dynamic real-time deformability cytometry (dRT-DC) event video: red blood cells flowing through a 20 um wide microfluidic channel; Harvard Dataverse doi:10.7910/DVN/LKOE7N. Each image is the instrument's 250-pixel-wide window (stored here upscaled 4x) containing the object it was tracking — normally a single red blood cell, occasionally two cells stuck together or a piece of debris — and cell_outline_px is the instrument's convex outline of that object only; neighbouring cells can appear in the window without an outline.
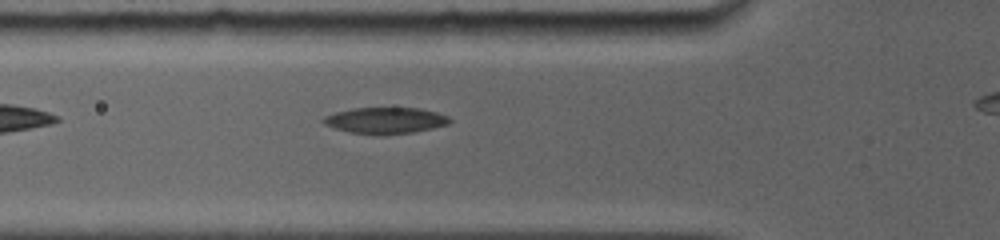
{"species": "common noctule bat (a hibernating species)", "species_latin": "Nyctalus noctula", "temperature_condition": "room temperature", "stored_images_in_passage": 27, "camera_frame_rate_fps": 5000, "um_per_image_px": 0.085, "animal": {"sex": "female", "body_mass_g": 19.0, "forearm_length_mm": 56.7}, "frame": {"image": 1, "passage_image": 4, "time_ms": 1.6, "image_size_px": [1000, 240], "cell_outline_px": [[452, 120], [448, 124], [432, 128], [412, 132], [380, 136], [348, 132], [324, 124], [320, 120], [324, 116], [336, 112], [352, 108], [420, 108], [436, 112], [448, 116]], "centroid_in_image_um": [32.73, 10.25], "position_along_channel_um": 93.1, "area_um2": 19.48}}
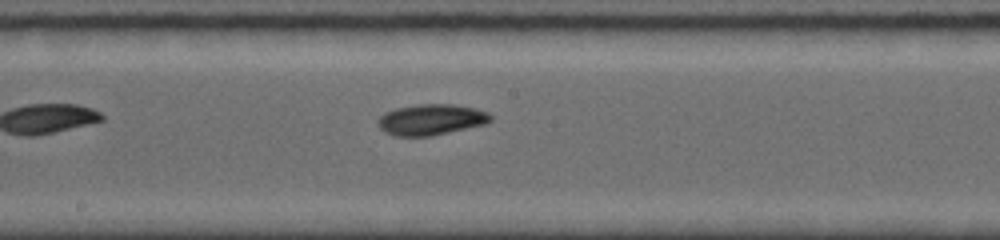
{"frame": {"image": 2, "passage_image": 12, "time_ms": 4.6, "image_size_px": [1000, 240], "cell_outline_px": [[492, 120], [488, 124], [432, 136], [396, 136], [384, 132], [376, 124], [376, 120], [384, 112], [396, 108], [420, 104], [452, 104], [476, 108], [488, 112], [492, 116]], "centroid_in_image_um": [36.65, 10.17], "position_along_channel_um": 211.5, "area_um2": 20.63}}
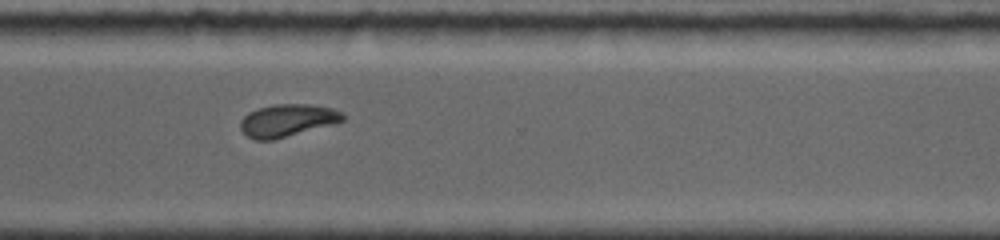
{"frame": {"image": 3, "passage_image": 21, "time_ms": 8.0, "image_size_px": [1000, 240], "cell_outline_px": [[344, 120], [336, 124], [272, 140], [256, 140], [248, 136], [240, 128], [240, 120], [248, 112], [260, 108], [276, 104], [308, 104], [332, 108], [344, 112]], "centroid_in_image_um": [24.46, 10.23], "position_along_channel_um": 346.1, "area_um2": 19.42}}